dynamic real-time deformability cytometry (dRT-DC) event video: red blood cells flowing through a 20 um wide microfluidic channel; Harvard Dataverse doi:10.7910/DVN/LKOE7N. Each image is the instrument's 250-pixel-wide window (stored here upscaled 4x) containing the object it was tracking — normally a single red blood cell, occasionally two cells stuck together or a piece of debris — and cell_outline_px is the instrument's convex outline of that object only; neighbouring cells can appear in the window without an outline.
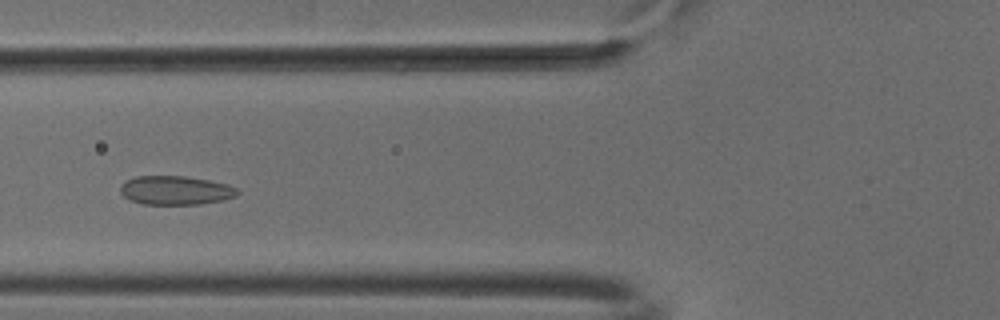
{"species": "common noctule bat (a hibernating species)", "species_latin": "Nyctalus noctula", "temperature_condition": "cold", "stored_images_in_passage": 51, "camera_frame_rate_fps": 3000, "um_per_image_px": 0.085, "animal": {"sex": "male", "body_mass_g": 18.8}, "frame": {"image": 1, "passage_image": 19, "time_ms": 6.0, "image_size_px": [1000, 320], "cell_outline_px": [[240, 192], [236, 196], [224, 200], [200, 204], [144, 204], [132, 200], [124, 196], [120, 192], [120, 188], [128, 180], [136, 176], [184, 176], [208, 180], [228, 184], [236, 188]], "centroid_in_image_um": [14.97, 16.18], "position_along_channel_um": 110.8, "area_um2": 19.54}}
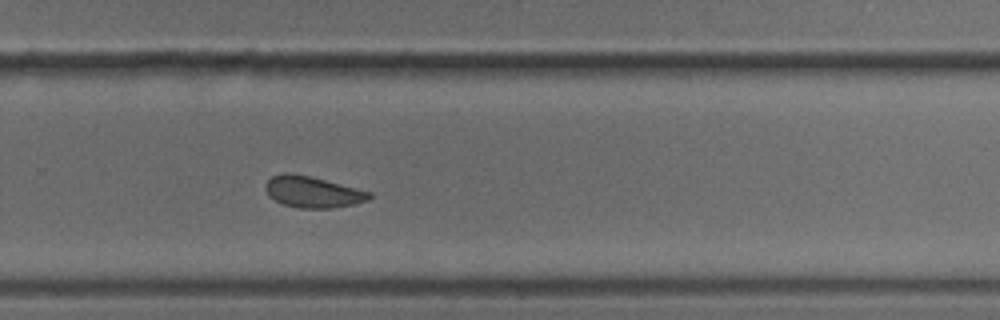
{"frame": {"image": 2, "passage_image": 34, "time_ms": 11.0, "image_size_px": [1000, 320], "cell_outline_px": [[372, 196], [368, 200], [352, 204], [332, 208], [300, 208], [284, 204], [268, 196], [264, 188], [264, 184], [272, 176], [284, 172], [292, 172], [372, 192]], "centroid_in_image_um": [26.54, 16.31], "position_along_channel_um": 303.3, "area_um2": 18.79}}
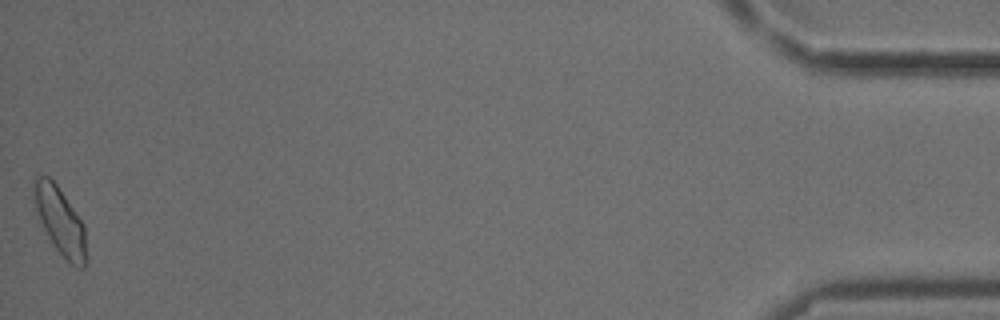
{"frame": {"image": 3, "passage_image": 51, "time_ms": 16.667, "image_size_px": [1000, 320], "cell_outline_px": [[88, 256], [84, 268], [76, 268], [56, 248], [48, 236], [40, 220], [32, 200], [32, 180], [36, 172], [48, 176], [56, 184], [84, 224]], "centroid_in_image_um": [5.09, 18.73], "position_along_channel_um": 430.1, "area_um2": 20.87}, "authors_computed_cell_mechanics": {"area_um2": 19.4786, "velocity_mm_per_s": 3.8461, "shape_relaxation_time_tau1_ms": null, "shape_relaxation_time_tau2_ms": 1.7528, "deformation_change_tau1": null, "deformation_change_tau2": 0.0466}}